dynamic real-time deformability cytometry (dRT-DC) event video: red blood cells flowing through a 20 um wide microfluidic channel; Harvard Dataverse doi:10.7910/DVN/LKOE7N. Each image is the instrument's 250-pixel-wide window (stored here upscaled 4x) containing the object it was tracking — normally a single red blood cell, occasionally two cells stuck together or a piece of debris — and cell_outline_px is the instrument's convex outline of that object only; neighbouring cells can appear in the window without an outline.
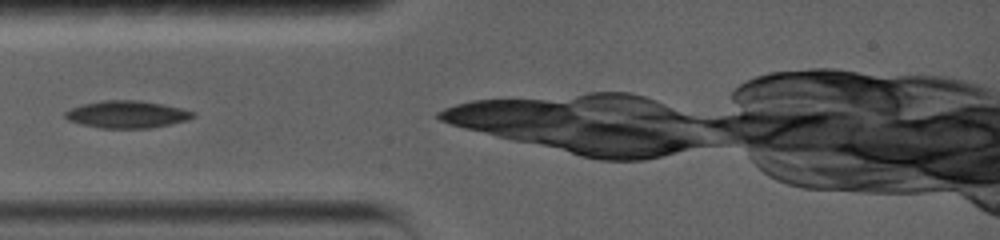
{"species": "common noctule bat (a hibernating species)", "species_latin": "Nyctalus noctula", "temperature_condition": "warm", "stored_images_in_passage": 6, "camera_frame_rate_fps": 5000, "um_per_image_px": 0.085, "animal": {"sex": "female", "body_mass_g": 19.0, "forearm_length_mm": 56.7}, "frame": {"image": 1, "passage_image": 2, "time_ms": 0.2, "image_size_px": [1000, 240], "cell_outline_px": [[196, 116], [188, 120], [152, 128], [100, 128], [80, 124], [68, 120], [64, 116], [64, 112], [80, 104], [100, 100], [140, 100], [180, 108], [196, 112]], "centroid_in_image_um": [10.78, 9.72], "position_along_channel_um": 74.2, "area_um2": 20.46}}
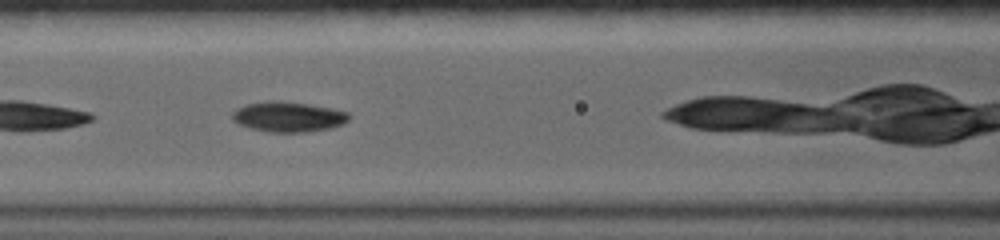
{"frame": {"image": 2, "passage_image": 4, "time_ms": 0.6, "image_size_px": [1000, 240], "cell_outline_px": [[352, 116], [344, 124], [332, 128], [304, 132], [268, 132], [252, 128], [240, 124], [232, 120], [232, 112], [236, 108], [248, 104], [264, 100], [280, 100], [308, 104], [332, 108], [348, 112]], "centroid_in_image_um": [24.53, 9.91], "position_along_channel_um": 142.1, "area_um2": 20.75}}